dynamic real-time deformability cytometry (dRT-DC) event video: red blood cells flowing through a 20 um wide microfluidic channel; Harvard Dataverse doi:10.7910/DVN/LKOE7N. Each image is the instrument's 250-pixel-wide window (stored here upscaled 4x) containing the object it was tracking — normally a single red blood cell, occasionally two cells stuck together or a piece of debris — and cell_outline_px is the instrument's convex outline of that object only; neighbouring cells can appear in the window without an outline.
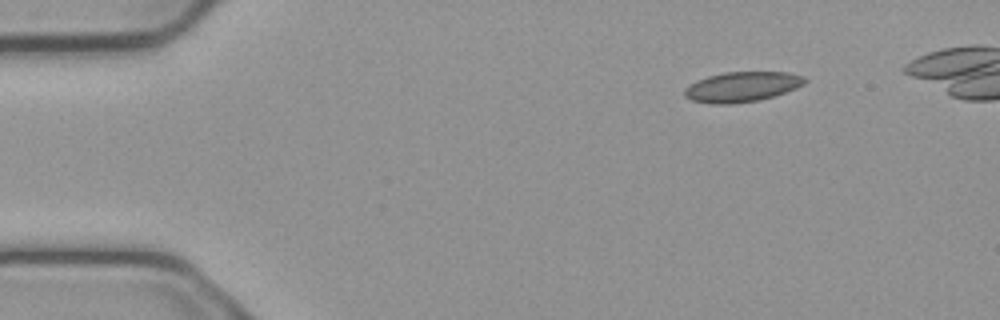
{"species": "common noctule bat (a hibernating species)", "species_latin": "Nyctalus noctula", "temperature_condition": "cold", "stored_images_in_passage": 4, "camera_frame_rate_fps": 3000, "um_per_image_px": 0.085, "animal": {"sex": "male", "body_mass_g": 23.1, "forearm_length_mm": 52.7}, "frame": {"image": 1, "passage_image": 1, "time_ms": 0.0, "image_size_px": [1000, 320], "cell_outline_px": [[808, 80], [804, 84], [796, 88], [760, 100], [732, 104], [708, 104], [692, 100], [684, 96], [684, 88], [696, 80], [708, 76], [724, 72], [788, 72], [804, 76]], "centroid_in_image_um": [63.05, 7.38], "position_along_channel_um": 22.0, "area_um2": 21.21}}